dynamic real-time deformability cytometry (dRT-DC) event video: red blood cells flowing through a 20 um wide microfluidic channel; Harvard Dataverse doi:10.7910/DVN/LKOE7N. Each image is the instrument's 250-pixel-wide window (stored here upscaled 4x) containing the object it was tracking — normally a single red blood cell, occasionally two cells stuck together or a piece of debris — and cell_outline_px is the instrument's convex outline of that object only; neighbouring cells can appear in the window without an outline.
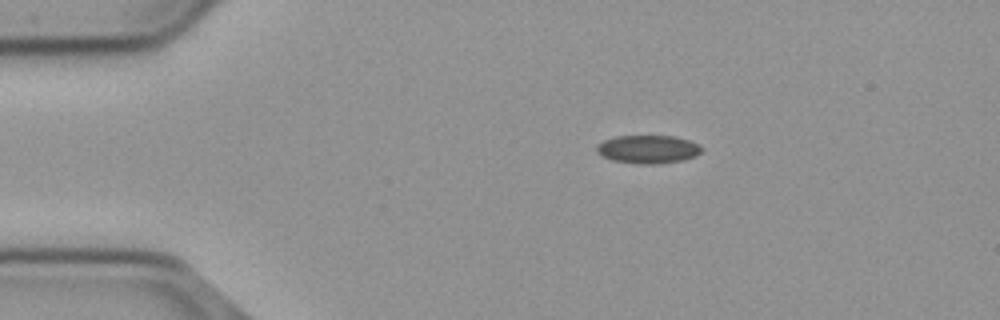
{"species": "common noctule bat (a hibernating species)", "species_latin": "Nyctalus noctula", "temperature_condition": "cold", "stored_images_in_passage": 46, "camera_frame_rate_fps": 3000, "um_per_image_px": 0.085, "animal": {"sex": "male", "body_mass_g": 23.1, "forearm_length_mm": 52.7}, "frame": {"image": 1, "passage_image": 1, "time_ms": 0.0, "image_size_px": [1000, 320], "cell_outline_px": [[704, 148], [696, 156], [680, 160], [648, 164], [612, 160], [596, 152], [596, 144], [604, 140], [616, 136], [676, 136], [700, 144]], "centroid_in_image_um": [55.09, 12.66], "position_along_channel_um": 29.9, "area_um2": 17.05}}
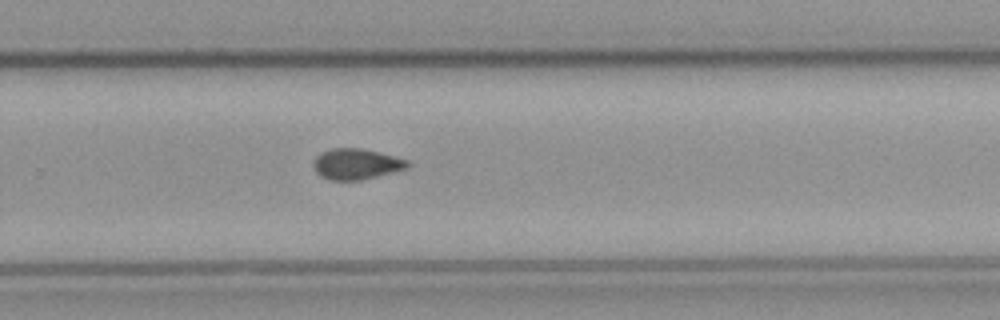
{"frame": {"image": 2, "passage_image": 27, "time_ms": 8.667, "image_size_px": [1000, 320], "cell_outline_px": [[408, 168], [364, 180], [328, 180], [320, 176], [316, 172], [316, 156], [320, 152], [332, 148], [360, 148], [408, 160]], "centroid_in_image_um": [30.28, 13.95], "position_along_channel_um": 299.5, "area_um2": 16.65}}
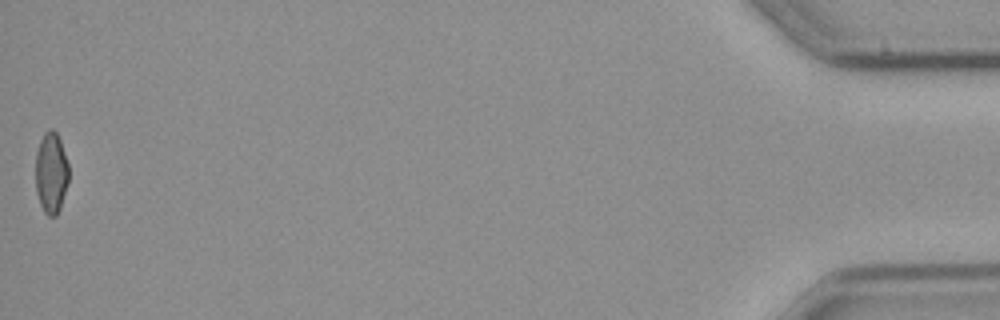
{"frame": {"image": 3, "passage_image": 46, "time_ms": 15.0, "image_size_px": [1000, 320], "cell_outline_px": [[68, 180], [60, 208], [56, 216], [48, 216], [44, 212], [40, 204], [36, 192], [36, 152], [40, 140], [44, 132], [48, 128], [52, 128], [56, 132], [60, 140], [68, 164]], "centroid_in_image_um": [4.33, 14.67], "position_along_channel_um": 430.9, "area_um2": 15.66}, "authors_computed_cell_mechanics": {"area_um2": 16.6753, "velocity_mm_per_s": 3.7096, "shape_relaxation_time_tau1_ms": null, "shape_relaxation_time_tau2_ms": 6.5019, "deformation_change_tau1": null, "deformation_change_tau2": 0.0971}}